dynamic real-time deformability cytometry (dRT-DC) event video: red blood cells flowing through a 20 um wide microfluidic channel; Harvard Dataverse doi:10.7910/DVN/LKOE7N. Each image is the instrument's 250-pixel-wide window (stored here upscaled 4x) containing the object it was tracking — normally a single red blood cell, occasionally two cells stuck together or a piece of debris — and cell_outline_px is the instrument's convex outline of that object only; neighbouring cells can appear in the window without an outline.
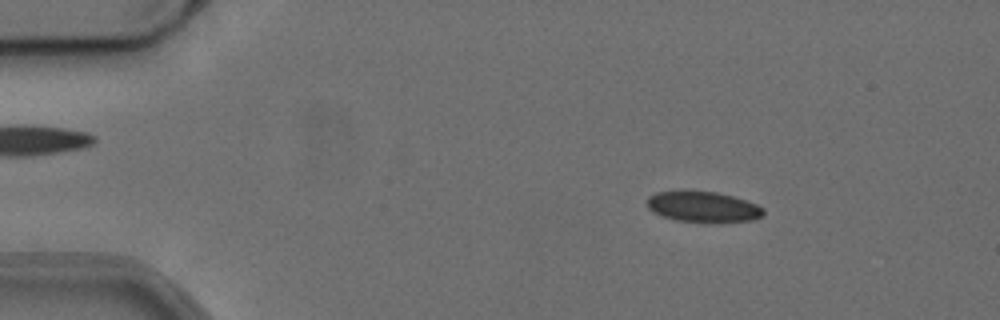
{"species": "common noctule bat (a hibernating species)", "species_latin": "Nyctalus noctula", "temperature_condition": "cold", "stored_images_in_passage": 54, "camera_frame_rate_fps": 3000, "um_per_image_px": 0.085, "animal": {"sex": "female", "body_mass_g": 24.6, "forearm_length_mm": 56.2}, "frame": {"image": 1, "passage_image": 8, "time_ms": 2.333, "image_size_px": [1000, 320], "cell_outline_px": [[764, 216], [752, 220], [712, 224], [676, 220], [652, 212], [648, 208], [648, 196], [656, 192], [680, 188], [688, 188], [716, 192], [732, 196], [756, 204], [764, 208]], "centroid_in_image_um": [59.73, 17.56], "position_along_channel_um": 25.3, "area_um2": 21.85}}
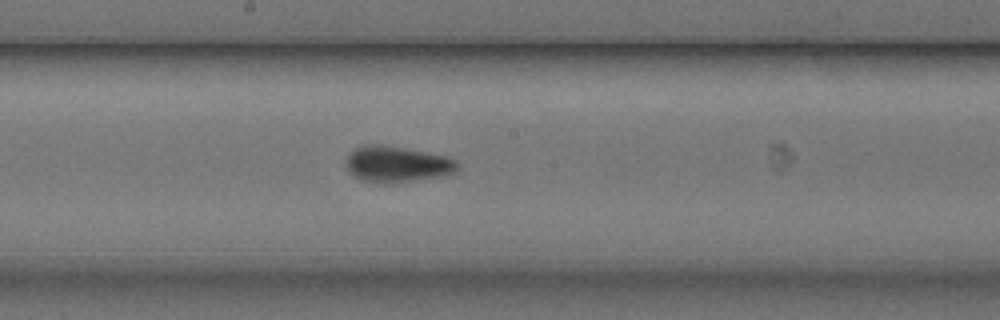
{"frame": {"image": 2, "passage_image": 29, "time_ms": 9.333, "image_size_px": [1000, 320], "cell_outline_px": [[460, 168], [456, 172], [448, 176], [388, 184], [384, 184], [360, 180], [352, 176], [348, 172], [348, 152], [364, 144], [376, 144], [404, 148], [448, 156], [456, 160]], "centroid_in_image_um": [33.79, 13.98], "position_along_channel_um": 214.4, "area_um2": 23.87}}
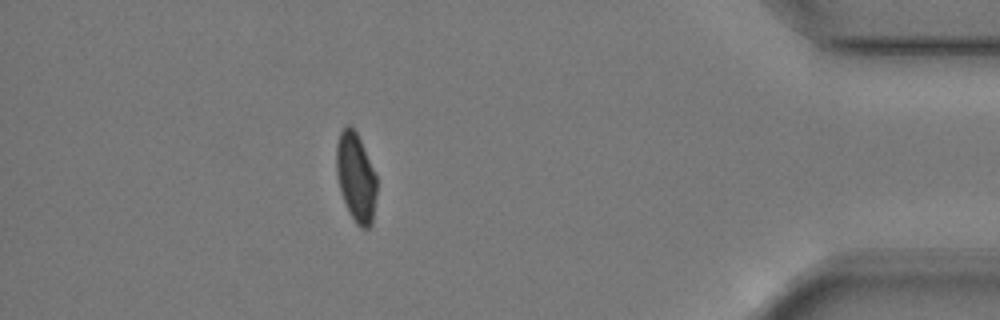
{"frame": {"image": 3, "passage_image": 48, "time_ms": 15.667, "image_size_px": [1000, 320], "cell_outline_px": [[376, 196], [372, 224], [368, 228], [360, 228], [356, 224], [348, 212], [340, 192], [336, 172], [336, 144], [340, 132], [348, 124], [356, 132], [360, 140], [376, 176]], "centroid_in_image_um": [30.23, 15.12], "position_along_channel_um": 405.0, "area_um2": 20.87}, "authors_computed_cell_mechanics": {"area_um2": 21.675, "velocity_mm_per_s": 3.7515, "shape_relaxation_time_tau1_ms": 6.5888, "shape_relaxation_time_tau2_ms": 2.6933, "deformation_change_tau1": 0.1098, "deformation_change_tau2": 0.0674}}